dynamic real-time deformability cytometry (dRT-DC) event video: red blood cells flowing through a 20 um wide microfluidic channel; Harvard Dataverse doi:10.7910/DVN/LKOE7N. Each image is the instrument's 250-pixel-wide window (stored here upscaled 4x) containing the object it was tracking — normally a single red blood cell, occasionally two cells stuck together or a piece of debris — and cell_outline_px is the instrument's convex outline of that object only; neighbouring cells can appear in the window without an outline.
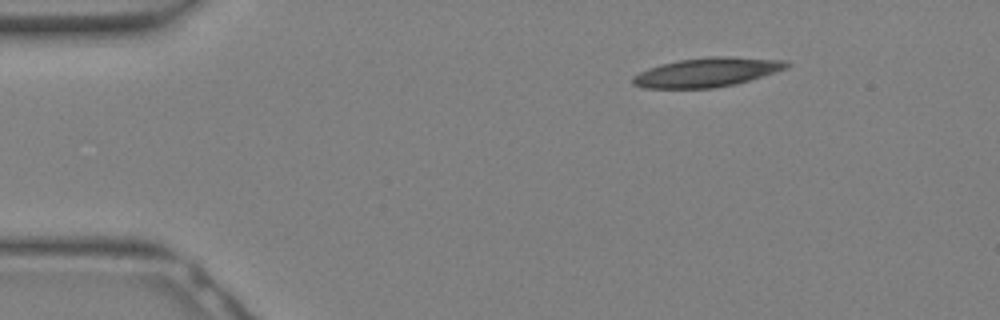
{"species": "Egyptian fruit bat (a non-hibernating species)", "species_latin": "Rousettus aegyptiacus", "temperature_condition": "warm", "stored_images_in_passage": 22, "camera_frame_rate_fps": 3000, "um_per_image_px": 0.085, "animal": {"sex": "female"}, "frame": {"image": 1, "passage_image": 1, "time_ms": 0.0, "image_size_px": [1000, 320], "cell_outline_px": [[792, 64], [788, 68], [776, 72], [736, 84], [712, 88], [644, 88], [632, 84], [632, 76], [648, 68], [660, 64], [680, 60], [708, 56], [720, 56], [788, 60]], "centroid_in_image_um": [60.12, 6.14], "position_along_channel_um": 24.9, "area_um2": 26.24}}
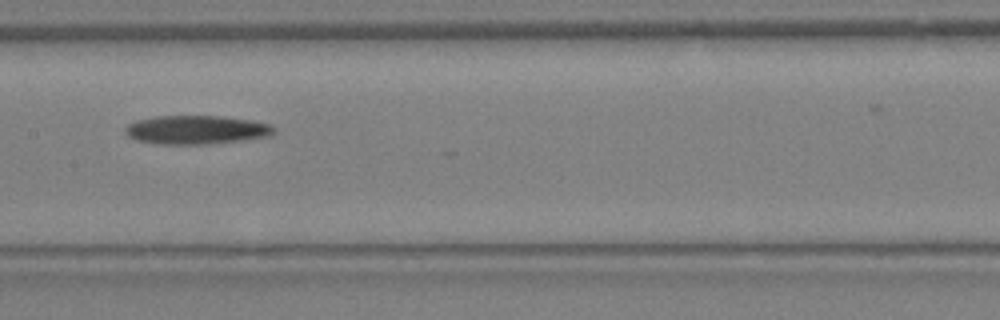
{"frame": {"image": 2, "passage_image": 12, "time_ms": 3.667, "image_size_px": [1000, 320], "cell_outline_px": [[276, 128], [268, 136], [240, 140], [208, 144], [160, 144], [136, 140], [128, 136], [124, 132], [124, 128], [128, 124], [136, 120], [156, 116], [220, 116], [252, 120], [268, 124]], "centroid_in_image_um": [16.63, 11.03], "position_along_channel_um": 190.8, "area_um2": 24.74}}
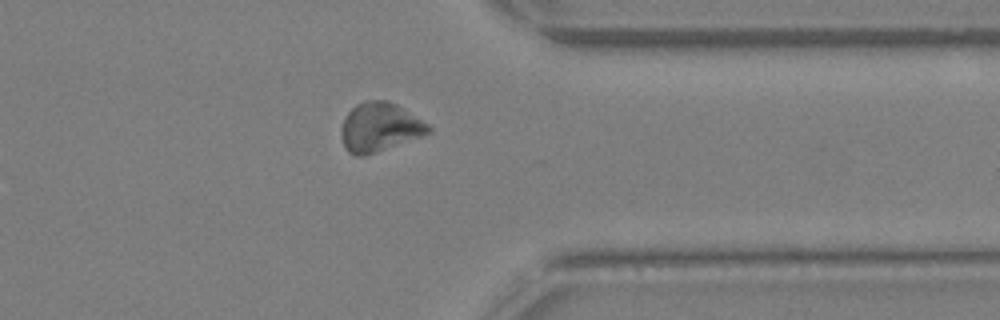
{"frame": {"image": 3, "passage_image": 21, "time_ms": 6.667, "image_size_px": [1000, 320], "cell_outline_px": [[432, 132], [376, 152], [364, 156], [356, 156], [348, 152], [344, 144], [340, 132], [340, 128], [348, 112], [356, 104], [364, 100], [388, 100], [396, 104], [428, 124], [432, 128]], "centroid_in_image_um": [32.25, 10.8], "position_along_channel_um": 379.2, "area_um2": 24.68}}